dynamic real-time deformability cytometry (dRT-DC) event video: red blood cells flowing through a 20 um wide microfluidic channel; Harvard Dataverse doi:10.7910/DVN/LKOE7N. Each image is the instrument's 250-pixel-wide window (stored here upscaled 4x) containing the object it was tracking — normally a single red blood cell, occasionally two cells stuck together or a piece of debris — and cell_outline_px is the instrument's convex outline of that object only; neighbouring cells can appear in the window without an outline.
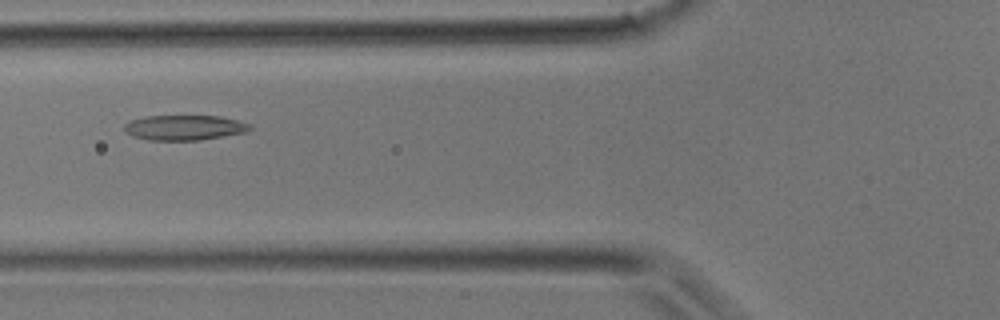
{"species": "common noctule bat (a hibernating species)", "species_latin": "Nyctalus noctula", "temperature_condition": "room temperature", "stored_images_in_passage": 28, "camera_frame_rate_fps": 3000, "um_per_image_px": 0.085, "animal": {"sex": "male", "body_mass_g": 17.9}, "frame": {"image": 1, "passage_image": 4, "time_ms": 1.0, "image_size_px": [1000, 320], "cell_outline_px": [[252, 128], [248, 132], [200, 140], [148, 140], [132, 136], [124, 132], [124, 124], [128, 120], [144, 116], [220, 116], [252, 124]], "centroid_in_image_um": [15.65, 10.84], "position_along_channel_um": 110.1, "area_um2": 18.61}}
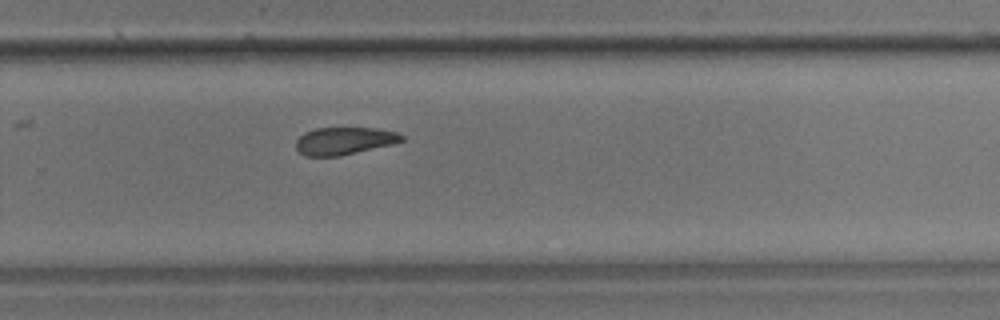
{"frame": {"image": 2, "passage_image": 15, "time_ms": 4.667, "image_size_px": [1000, 320], "cell_outline_px": [[404, 140], [392, 144], [340, 156], [304, 156], [296, 148], [296, 140], [304, 132], [316, 128], [376, 128], [396, 132], [404, 136]], "centroid_in_image_um": [29.24, 11.97], "position_along_channel_um": 300.6, "area_um2": 16.88}}
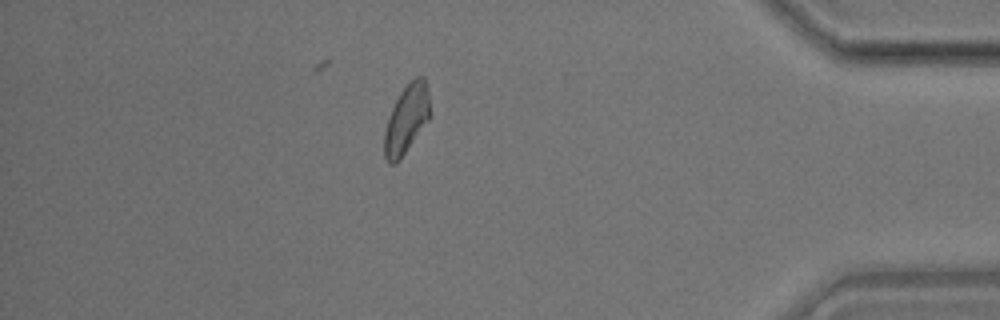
{"frame": {"image": 3, "passage_image": 23, "time_ms": 7.333, "image_size_px": [1000, 320], "cell_outline_px": [[432, 116], [400, 160], [396, 164], [388, 164], [384, 156], [384, 132], [388, 116], [400, 92], [416, 76], [424, 76], [428, 92]], "centroid_in_image_um": [34.56, 10.16], "position_along_channel_um": 400.6, "area_um2": 18.55}}